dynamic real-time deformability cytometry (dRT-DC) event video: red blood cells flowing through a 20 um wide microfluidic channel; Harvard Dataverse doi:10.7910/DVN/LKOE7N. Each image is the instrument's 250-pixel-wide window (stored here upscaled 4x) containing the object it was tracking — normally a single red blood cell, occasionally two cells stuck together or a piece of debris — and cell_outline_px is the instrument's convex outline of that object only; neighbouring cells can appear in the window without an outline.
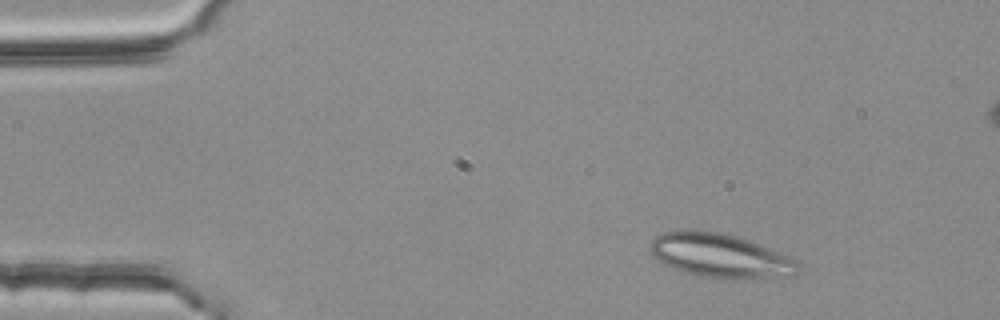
{"species": "common noctule bat (a hibernating species)", "species_latin": "Nyctalus noctula", "temperature_condition": "room temperature", "stored_images_in_passage": 3, "camera_frame_rate_fps": 3000, "um_per_image_px": 0.085, "animal": {"sex": "female", "body_mass_g": 25.1}, "frame": {"image": 1, "passage_image": 1, "time_ms": 0.0, "image_size_px": [1000, 320], "cell_outline_px": [[800, 268], [796, 276], [740, 280], [700, 276], [684, 272], [672, 268], [656, 260], [652, 256], [652, 240], [656, 236], [664, 232], [688, 228], [692, 228], [724, 232], [760, 244], [792, 256], [800, 260]], "centroid_in_image_um": [61.3, 21.73], "position_along_channel_um": 23.7, "area_um2": 39.07}}